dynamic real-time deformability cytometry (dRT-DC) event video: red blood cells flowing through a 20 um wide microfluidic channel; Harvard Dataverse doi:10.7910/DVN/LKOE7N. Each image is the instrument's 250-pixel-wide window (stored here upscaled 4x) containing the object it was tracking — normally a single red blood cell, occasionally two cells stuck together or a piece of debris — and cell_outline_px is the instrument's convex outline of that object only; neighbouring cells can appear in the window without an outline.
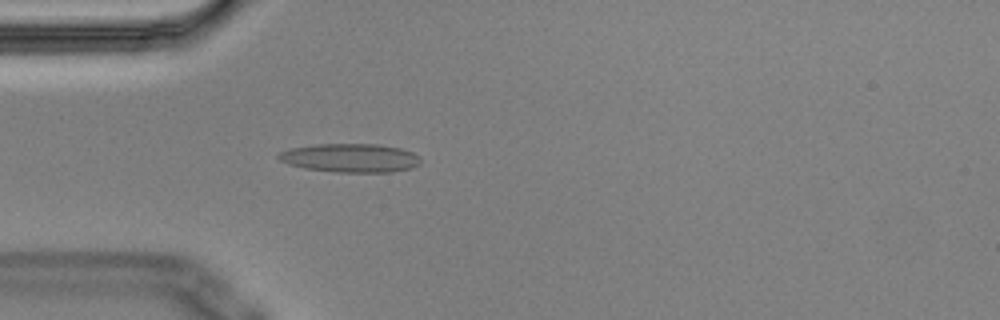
{"species": "Egyptian fruit bat (a non-hibernating species)", "species_latin": "Rousettus aegyptiacus", "temperature_condition": "cold", "stored_images_in_passage": 4, "camera_frame_rate_fps": 3000, "um_per_image_px": 0.085, "animal": {"sex": "male"}, "frame": {"image": 1, "passage_image": 4, "time_ms": 1.0, "image_size_px": [1000, 320], "cell_outline_px": [[420, 164], [412, 168], [392, 172], [336, 172], [304, 168], [288, 164], [280, 160], [276, 156], [280, 152], [288, 148], [316, 144], [376, 144], [400, 148], [412, 152], [420, 156]], "centroid_in_image_um": [29.78, 13.42], "position_along_channel_um": 55.2, "area_um2": 23.87}}